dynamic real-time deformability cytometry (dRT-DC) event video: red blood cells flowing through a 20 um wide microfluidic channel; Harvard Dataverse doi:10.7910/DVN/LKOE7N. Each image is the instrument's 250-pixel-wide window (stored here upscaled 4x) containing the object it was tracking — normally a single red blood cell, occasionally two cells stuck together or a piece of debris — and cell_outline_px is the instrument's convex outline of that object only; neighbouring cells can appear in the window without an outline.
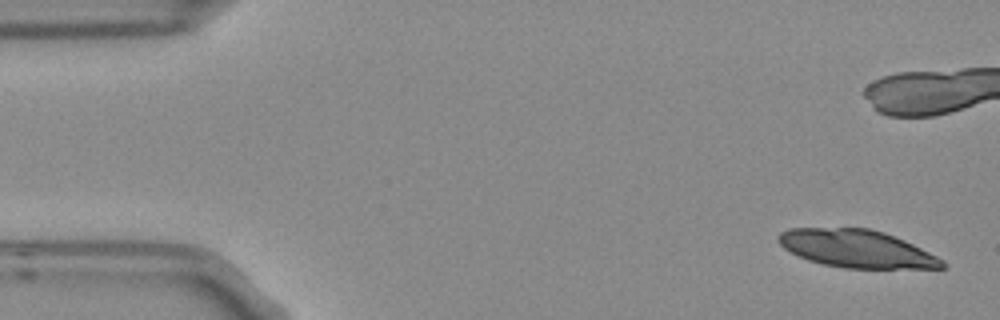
{"species": "Egyptian fruit bat (a non-hibernating species)", "species_latin": "Rousettus aegyptiacus", "temperature_condition": "room temperature", "stored_images_in_passage": 8, "camera_frame_rate_fps": 3000, "um_per_image_px": 0.085, "frame": {"image": 1, "passage_image": 1, "time_ms": 0.0, "image_size_px": [1000, 320], "cell_outline_px": [[948, 264], [944, 268], [844, 268], [824, 264], [808, 260], [784, 248], [776, 240], [776, 236], [780, 232], [788, 228], [868, 228], [884, 232], [904, 240], [944, 260]], "centroid_in_image_um": [72.8, 21.14], "position_along_channel_um": 12.2, "area_um2": 35.84}}